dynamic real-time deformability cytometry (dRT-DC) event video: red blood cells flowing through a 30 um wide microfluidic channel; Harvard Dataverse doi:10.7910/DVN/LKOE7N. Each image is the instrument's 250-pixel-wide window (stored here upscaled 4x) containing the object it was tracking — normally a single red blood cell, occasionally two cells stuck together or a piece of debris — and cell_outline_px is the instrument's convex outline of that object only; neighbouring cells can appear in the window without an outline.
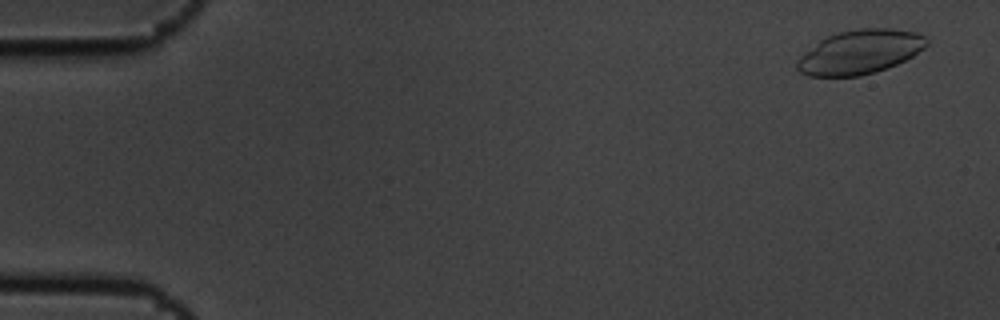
{"species": "common noctule bat (a hibernating species)", "species_latin": "Nyctalus noctula", "temperature_condition": "cold", "stored_images_in_passage": 9, "camera_frame_rate_fps": 3000, "um_per_image_px": 0.085, "animal": {"sex": "male", "body_mass_g": 19.5, "forearm_length_mm": 54.6}, "frame": {"image": 1, "passage_image": 1, "time_ms": 0.0, "image_size_px": [1000, 320], "cell_outline_px": [[928, 44], [924, 48], [912, 56], [896, 64], [876, 72], [860, 76], [808, 76], [800, 72], [796, 68], [796, 60], [800, 56], [820, 40], [828, 36], [840, 32], [860, 28], [888, 28], [916, 32], [924, 36], [928, 40]], "centroid_in_image_um": [73.09, 4.42], "position_along_channel_um": 11.9, "area_um2": 33.12}}